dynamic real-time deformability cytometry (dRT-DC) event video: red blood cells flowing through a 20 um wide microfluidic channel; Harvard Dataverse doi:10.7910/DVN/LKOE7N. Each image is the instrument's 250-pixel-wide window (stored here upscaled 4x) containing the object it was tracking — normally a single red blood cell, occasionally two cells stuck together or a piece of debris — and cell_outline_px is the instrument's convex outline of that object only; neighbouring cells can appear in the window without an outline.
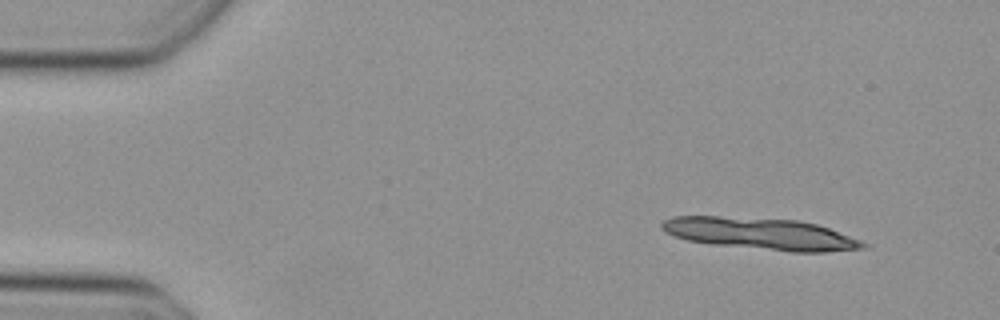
{"species": "Egyptian fruit bat (a non-hibernating species)", "species_latin": "Rousettus aegyptiacus", "temperature_condition": "cold", "stored_images_in_passage": 8, "camera_frame_rate_fps": 3000, "um_per_image_px": 0.085, "animal": {"sex": "female"}, "frame": {"image": 1, "passage_image": 1, "time_ms": 0.0, "image_size_px": [1000, 320], "cell_outline_px": [[872, 244], [868, 248], [824, 252], [792, 252], [712, 244], [688, 240], [664, 232], [660, 228], [660, 224], [664, 220], [672, 216], [720, 216], [800, 220], [816, 224], [828, 228]], "centroid_in_image_um": [64.69, 19.87], "position_along_channel_um": 20.3, "area_um2": 37.51}}